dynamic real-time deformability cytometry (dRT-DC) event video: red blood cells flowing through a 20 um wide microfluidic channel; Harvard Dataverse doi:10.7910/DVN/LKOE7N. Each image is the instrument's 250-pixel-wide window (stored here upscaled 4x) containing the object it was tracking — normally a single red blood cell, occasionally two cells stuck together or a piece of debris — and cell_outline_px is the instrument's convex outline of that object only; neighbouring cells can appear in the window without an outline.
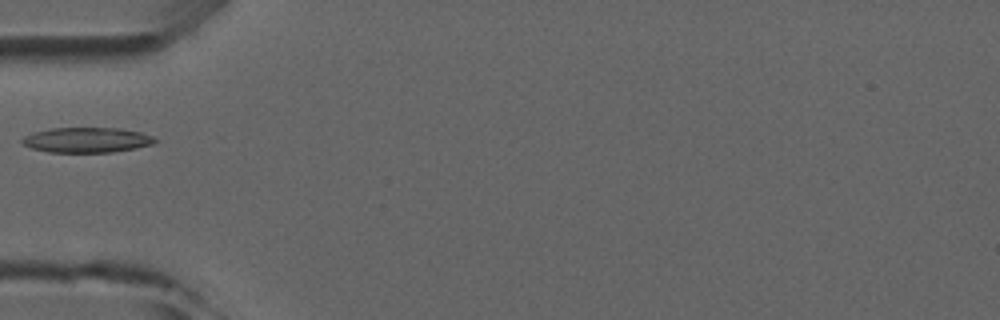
{"species": "common noctule bat (a hibernating species)", "species_latin": "Nyctalus noctula", "temperature_condition": "room temperature", "stored_images_in_passage": 3, "camera_frame_rate_fps": 3000, "um_per_image_px": 0.085, "animal": {"sex": "male", "forearm_length_mm": 52.5}, "frame": {"image": 1, "passage_image": 3, "time_ms": 2.333, "image_size_px": [1000, 320], "cell_outline_px": [[160, 140], [152, 144], [136, 148], [112, 152], [48, 152], [32, 148], [24, 144], [20, 140], [24, 136], [32, 132], [52, 128], [120, 128], [140, 132], [152, 136]], "centroid_in_image_um": [7.39, 11.89], "position_along_channel_um": 77.6, "area_um2": 19.48}}